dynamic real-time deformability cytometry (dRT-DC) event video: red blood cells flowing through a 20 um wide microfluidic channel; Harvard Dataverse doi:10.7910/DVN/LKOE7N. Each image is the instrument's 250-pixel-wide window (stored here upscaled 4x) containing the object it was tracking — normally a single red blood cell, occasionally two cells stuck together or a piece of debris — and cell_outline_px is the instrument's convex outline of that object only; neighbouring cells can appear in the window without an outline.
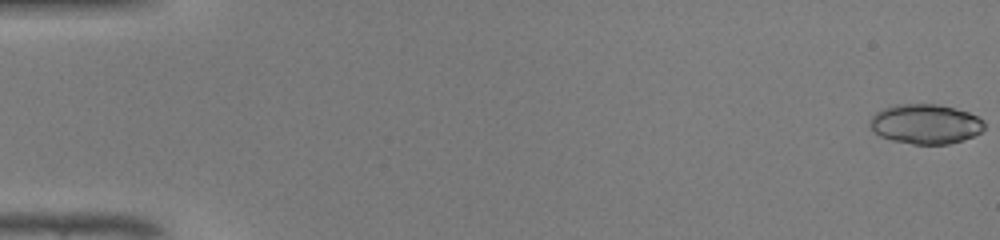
{"species": "common noctule bat (a hibernating species)", "species_latin": "Nyctalus noctula", "temperature_condition": "warm", "stored_images_in_passage": 48, "camera_frame_rate_fps": 3000, "um_per_image_px": 0.085, "animal": {"sex": "male", "body_mass_g": 19.0, "forearm_length_mm": 50.8}, "frame": {"image": 1, "passage_image": 1, "time_ms": 0.0, "image_size_px": [1000, 240], "cell_outline_px": [[984, 128], [980, 132], [972, 136], [948, 144], [912, 144], [892, 140], [880, 136], [872, 128], [872, 116], [880, 108], [896, 104], [940, 104], [968, 112], [984, 120]], "centroid_in_image_um": [78.67, 10.52], "position_along_channel_um": 6.3, "area_um2": 26.3}}
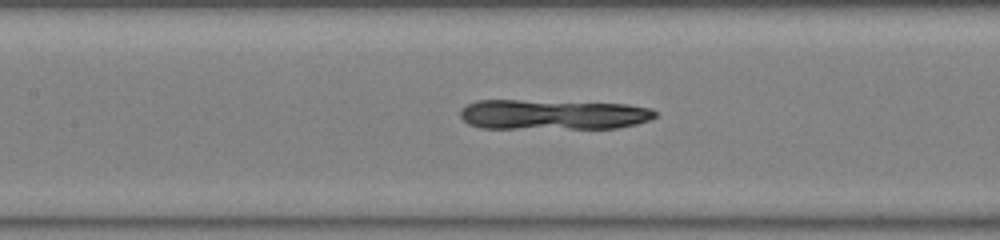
{"frame": {"image": 2, "passage_image": 23, "time_ms": 7.333, "image_size_px": [1000, 240], "cell_outline_px": [[656, 116], [652, 120], [636, 124], [616, 128], [480, 128], [468, 124], [460, 116], [460, 108], [476, 100], [520, 100], [628, 104], [652, 108], [656, 112]], "centroid_in_image_um": [47.0, 9.74], "position_along_channel_um": 160.4, "area_um2": 34.39}}
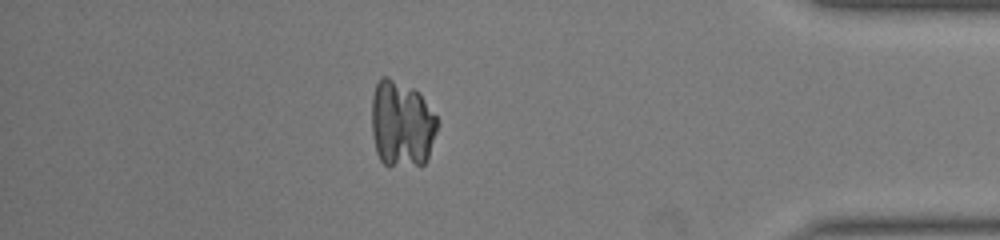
{"frame": {"image": 3, "passage_image": 42, "time_ms": 13.667, "image_size_px": [1000, 240], "cell_outline_px": [[440, 124], [428, 156], [424, 164], [388, 168], [380, 160], [376, 152], [372, 136], [372, 96], [376, 84], [380, 76], [388, 76], [412, 88], [420, 96], [436, 116]], "centroid_in_image_um": [34.12, 10.58], "position_along_channel_um": 401.1, "area_um2": 33.52}}